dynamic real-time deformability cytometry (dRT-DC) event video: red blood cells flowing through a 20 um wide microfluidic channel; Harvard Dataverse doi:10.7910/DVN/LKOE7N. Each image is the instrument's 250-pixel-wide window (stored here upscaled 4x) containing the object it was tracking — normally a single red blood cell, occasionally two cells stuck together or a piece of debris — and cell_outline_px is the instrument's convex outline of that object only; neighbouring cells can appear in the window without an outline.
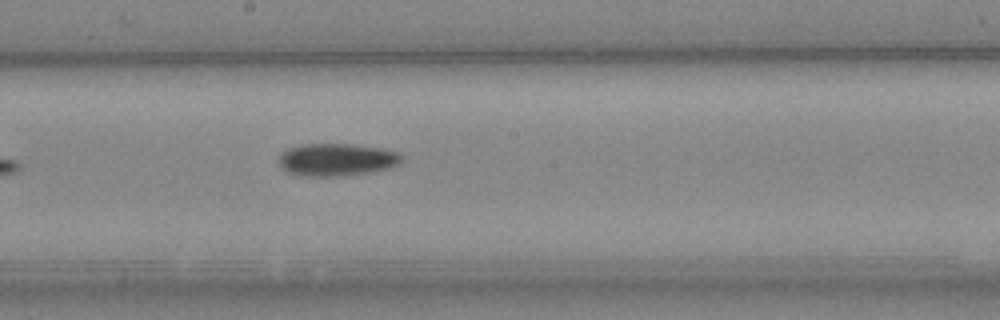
{"species": "Egyptian fruit bat (a non-hibernating species)", "species_latin": "Rousettus aegyptiacus", "temperature_condition": "cold", "stored_images_in_passage": 5, "camera_frame_rate_fps": 3000, "um_per_image_px": 0.085, "animal": {"sex": "female"}, "frame": {"image": 1, "passage_image": 5, "time_ms": 4.667, "image_size_px": [1000, 320], "cell_outline_px": [[404, 156], [400, 164], [392, 168], [372, 172], [344, 176], [304, 176], [288, 172], [280, 168], [280, 152], [288, 148], [300, 144], [352, 144], [384, 148], [396, 152]], "centroid_in_image_um": [28.65, 13.57], "position_along_channel_um": 219.5, "area_um2": 23.7}}